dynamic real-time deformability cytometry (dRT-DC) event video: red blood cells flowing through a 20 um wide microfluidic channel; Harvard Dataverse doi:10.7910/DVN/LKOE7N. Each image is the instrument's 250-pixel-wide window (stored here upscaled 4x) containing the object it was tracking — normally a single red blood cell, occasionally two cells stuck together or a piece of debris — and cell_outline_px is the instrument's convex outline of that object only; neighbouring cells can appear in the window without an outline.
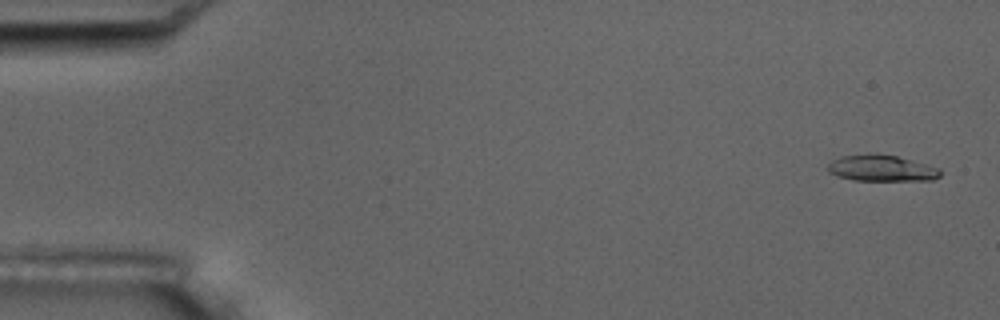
{"species": "common noctule bat (a hibernating species)", "species_latin": "Nyctalus noctula", "temperature_condition": "room temperature", "stored_images_in_passage": 5, "camera_frame_rate_fps": 3000, "um_per_image_px": 0.085, "animal": {"sex": "male", "body_mass_g": 17.5, "forearm_length_mm": 52.3}, "frame": {"image": 1, "passage_image": 1, "time_ms": 0.0, "image_size_px": [1000, 320], "cell_outline_px": [[940, 176], [932, 180], [852, 180], [836, 176], [828, 172], [828, 164], [832, 160], [840, 156], [876, 152], [896, 156], [912, 160], [940, 168]], "centroid_in_image_um": [74.89, 14.28], "position_along_channel_um": 10.1, "area_um2": 17.4}}